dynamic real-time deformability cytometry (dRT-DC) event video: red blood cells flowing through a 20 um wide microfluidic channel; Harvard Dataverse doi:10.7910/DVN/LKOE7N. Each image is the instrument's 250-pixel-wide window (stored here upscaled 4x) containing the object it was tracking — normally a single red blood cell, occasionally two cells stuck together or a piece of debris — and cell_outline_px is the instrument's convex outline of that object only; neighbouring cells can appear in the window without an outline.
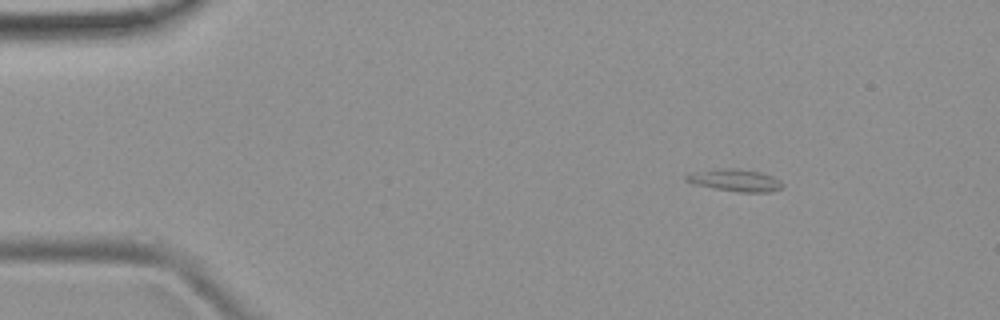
{"species": "common noctule bat (a hibernating species)", "species_latin": "Nyctalus noctula", "temperature_condition": "room temperature", "stored_images_in_passage": 46, "camera_frame_rate_fps": 3000, "um_per_image_px": 0.085, "animal": {"sex": "female", "body_mass_g": 19.9}, "frame": {"image": 1, "passage_image": 2, "time_ms": 0.333, "image_size_px": [1000, 320], "cell_outline_px": [[784, 184], [780, 188], [772, 192], [740, 192], [692, 184], [684, 180], [684, 176], [692, 172], [716, 168], [736, 168], [760, 172], [772, 176], [780, 180]], "centroid_in_image_um": [62.46, 15.31], "position_along_channel_um": 22.5, "area_um2": 12.54}}
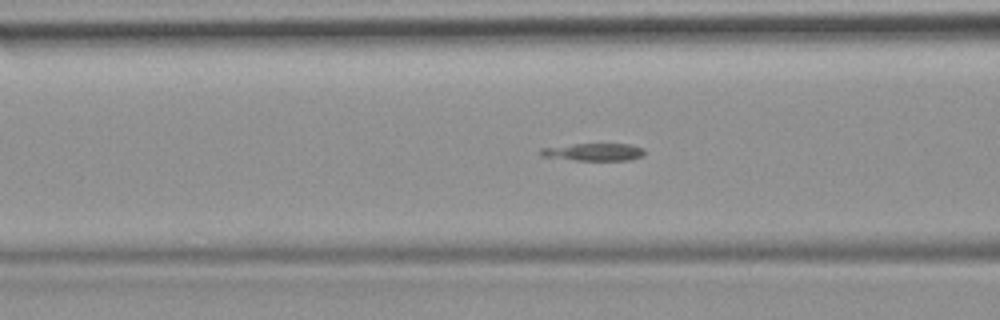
{"frame": {"image": 2, "passage_image": 15, "time_ms": 4.667, "image_size_px": [1000, 320], "cell_outline_px": [[644, 156], [632, 160], [576, 160], [540, 156], [540, 148], [572, 144], [632, 144], [644, 148]], "centroid_in_image_um": [50.51, 12.92], "position_along_channel_um": 116.1, "area_um2": 10.69}}
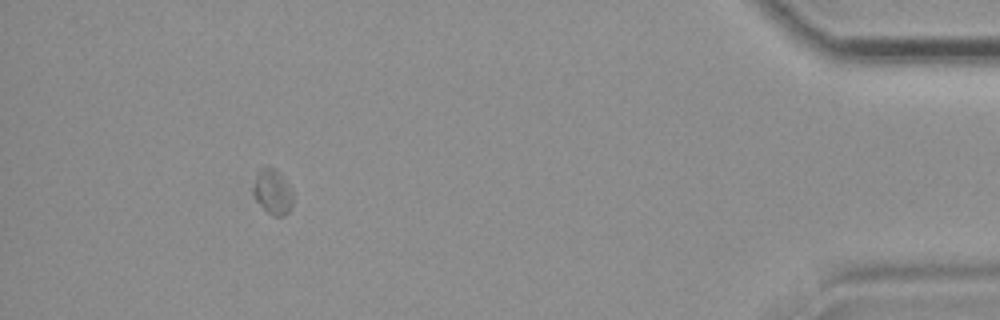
{"frame": {"image": 3, "passage_image": 42, "time_ms": 13.667, "image_size_px": [1000, 320], "cell_outline_px": [[292, 204], [288, 212], [284, 216], [272, 216], [252, 196], [252, 188], [256, 172], [260, 168], [268, 164], [276, 168], [292, 188]], "centroid_in_image_um": [23.15, 16.25], "position_along_channel_um": 412.1, "area_um2": 10.81}}